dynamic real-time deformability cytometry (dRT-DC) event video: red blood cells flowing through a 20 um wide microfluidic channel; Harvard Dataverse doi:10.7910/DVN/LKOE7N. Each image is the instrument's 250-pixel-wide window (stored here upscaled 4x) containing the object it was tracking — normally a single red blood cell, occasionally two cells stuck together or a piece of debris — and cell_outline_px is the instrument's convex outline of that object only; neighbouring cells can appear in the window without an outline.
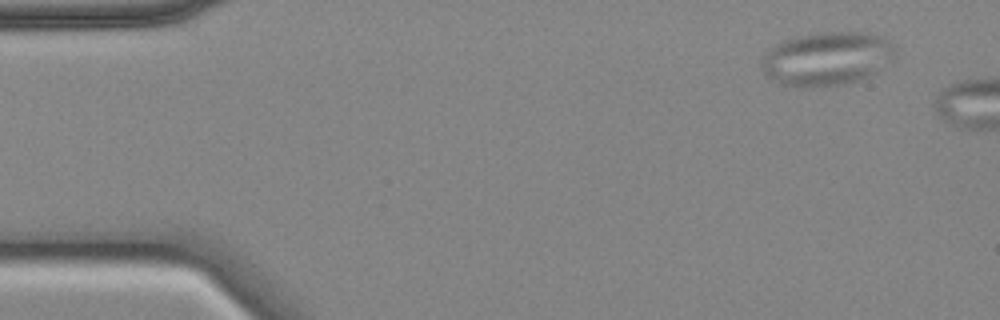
{"species": "common noctule bat (a hibernating species)", "species_latin": "Nyctalus noctula", "temperature_condition": "cold", "stored_images_in_passage": 5, "camera_frame_rate_fps": 3000, "um_per_image_px": 0.085, "animal": {"sex": "female", "body_mass_g": 18.4}, "frame": {"image": 1, "passage_image": 1, "time_ms": 0.0, "image_size_px": [1000, 320], "cell_outline_px": [[896, 56], [876, 72], [868, 76], [844, 84], [804, 88], [780, 84], [764, 76], [760, 64], [764, 56], [776, 44], [784, 40], [796, 36], [820, 32], [868, 32], [880, 36], [888, 40], [896, 48]], "centroid_in_image_um": [70.27, 4.99], "position_along_channel_um": 14.7, "area_um2": 41.96}}